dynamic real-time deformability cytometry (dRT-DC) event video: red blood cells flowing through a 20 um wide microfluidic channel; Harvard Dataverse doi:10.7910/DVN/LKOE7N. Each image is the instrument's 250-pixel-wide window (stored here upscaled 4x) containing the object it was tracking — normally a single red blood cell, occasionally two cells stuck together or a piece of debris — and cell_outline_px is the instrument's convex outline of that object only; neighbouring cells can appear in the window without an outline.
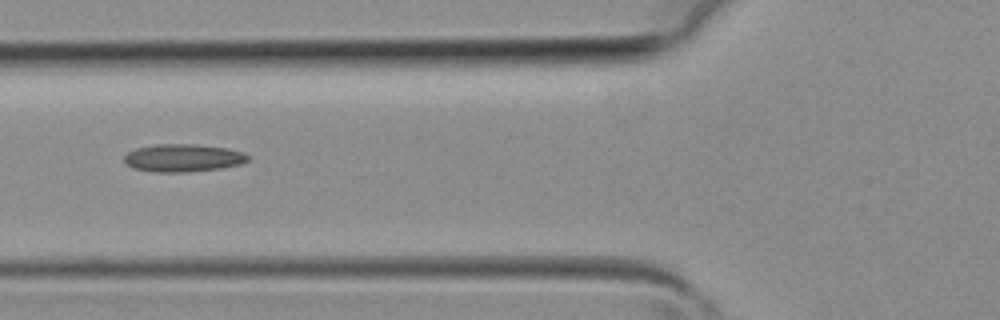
{"species": "common noctule bat (a hibernating species)", "species_latin": "Nyctalus noctula", "temperature_condition": "room temperature", "stored_images_in_passage": 5, "camera_frame_rate_fps": 3000, "um_per_image_px": 0.085, "animal": {"sex": "female", "body_mass_g": 19.3, "forearm_length_mm": 54.1}, "frame": {"image": 1, "passage_image": 5, "time_ms": 1.333, "image_size_px": [1000, 320], "cell_outline_px": [[248, 160], [240, 164], [220, 168], [188, 172], [152, 172], [132, 168], [124, 164], [124, 156], [128, 152], [136, 148], [156, 144], [196, 144], [224, 148], [244, 152], [248, 156]], "centroid_in_image_um": [15.5, 13.43], "position_along_channel_um": 110.3, "area_um2": 20.06}}